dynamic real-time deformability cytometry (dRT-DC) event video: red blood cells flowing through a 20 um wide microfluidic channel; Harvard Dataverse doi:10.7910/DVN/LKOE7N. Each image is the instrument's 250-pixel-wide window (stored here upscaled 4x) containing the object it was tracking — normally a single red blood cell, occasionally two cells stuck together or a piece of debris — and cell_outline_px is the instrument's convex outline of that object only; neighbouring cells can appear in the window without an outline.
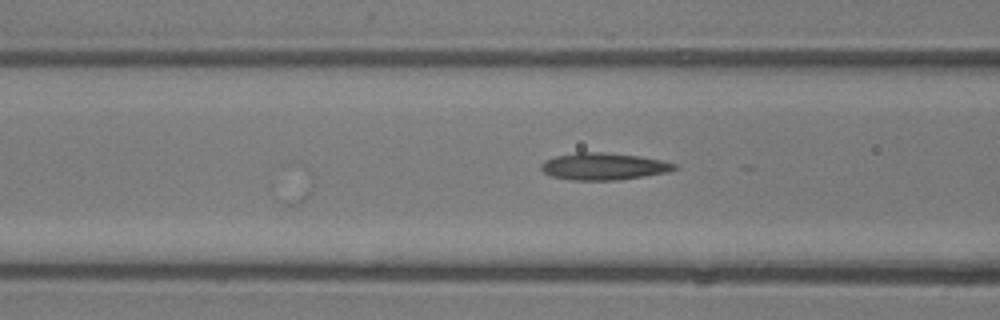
{"species": "common noctule bat (a hibernating species)", "species_latin": "Nyctalus noctula", "temperature_condition": "room temperature", "stored_images_in_passage": 7, "camera_frame_rate_fps": 3000, "um_per_image_px": 0.085, "animal": {"sex": "male", "body_mass_g": 13.3}, "frame": {"image": 1, "passage_image": 7, "time_ms": 2.0, "image_size_px": [1000, 320], "cell_outline_px": [[680, 168], [668, 172], [616, 180], [572, 180], [552, 176], [544, 172], [540, 168], [540, 164], [544, 160], [556, 156], [576, 152], [604, 152], [640, 156], [660, 160], [676, 164]], "centroid_in_image_um": [51.3, 14.14], "position_along_channel_um": 115.3, "area_um2": 20.98}}